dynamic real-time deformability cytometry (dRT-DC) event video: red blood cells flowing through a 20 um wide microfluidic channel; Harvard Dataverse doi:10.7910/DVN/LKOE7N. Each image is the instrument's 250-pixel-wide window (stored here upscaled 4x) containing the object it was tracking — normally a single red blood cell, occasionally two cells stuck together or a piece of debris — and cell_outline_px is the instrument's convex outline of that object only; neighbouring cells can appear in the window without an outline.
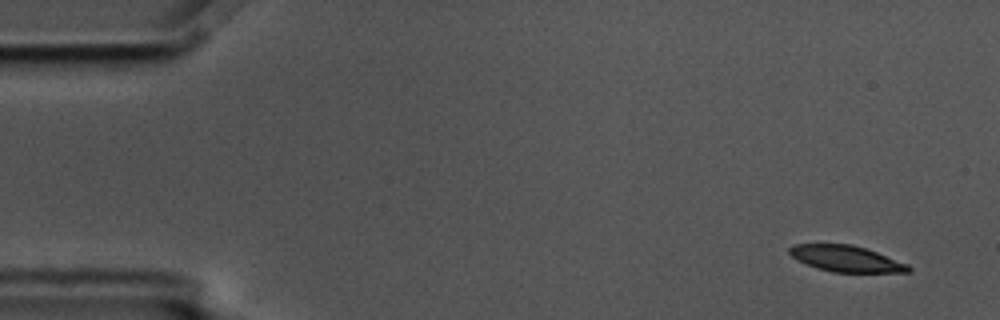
{"species": "common noctule bat (a hibernating species)", "species_latin": "Nyctalus noctula", "temperature_condition": "cold", "stored_images_in_passage": 4, "camera_frame_rate_fps": 3000, "um_per_image_px": 0.085, "animal": {"sex": "male", "body_mass_g": 17.5, "forearm_length_mm": 52.3}, "frame": {"image": 1, "passage_image": 1, "time_ms": 0.0, "image_size_px": [1000, 320], "cell_outline_px": [[912, 268], [908, 272], [832, 272], [816, 268], [792, 256], [788, 252], [788, 248], [792, 244], [852, 244], [876, 252], [908, 264]], "centroid_in_image_um": [71.91, 21.98], "position_along_channel_um": 13.1, "area_um2": 17.92}}